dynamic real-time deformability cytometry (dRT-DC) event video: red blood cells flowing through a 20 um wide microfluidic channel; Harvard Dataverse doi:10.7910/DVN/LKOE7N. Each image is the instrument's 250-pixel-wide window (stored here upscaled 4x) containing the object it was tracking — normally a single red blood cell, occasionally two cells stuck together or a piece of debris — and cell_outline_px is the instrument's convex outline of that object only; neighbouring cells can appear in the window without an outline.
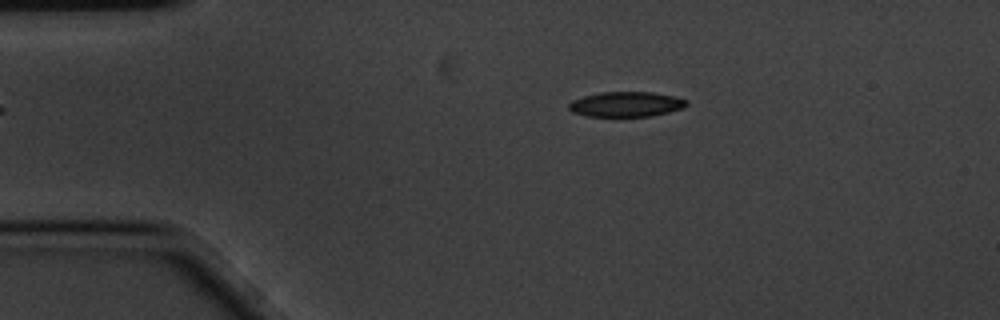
{"species": "common noctule bat (a hibernating species)", "species_latin": "Nyctalus noctula", "temperature_condition": "cold", "stored_images_in_passage": 15, "camera_frame_rate_fps": 3000, "um_per_image_px": 0.085, "animal": {"sex": "male", "body_mass_g": 20.1, "forearm_length_mm": 53.5}, "frame": {"image": 1, "passage_image": 3, "time_ms": 0.667, "image_size_px": [1000, 320], "cell_outline_px": [[688, 104], [684, 108], [652, 116], [588, 116], [572, 112], [568, 108], [568, 104], [572, 100], [584, 96], [600, 92], [652, 92], [672, 96], [688, 100]], "centroid_in_image_um": [53.22, 8.86], "position_along_channel_um": 31.8, "area_um2": 17.17}}
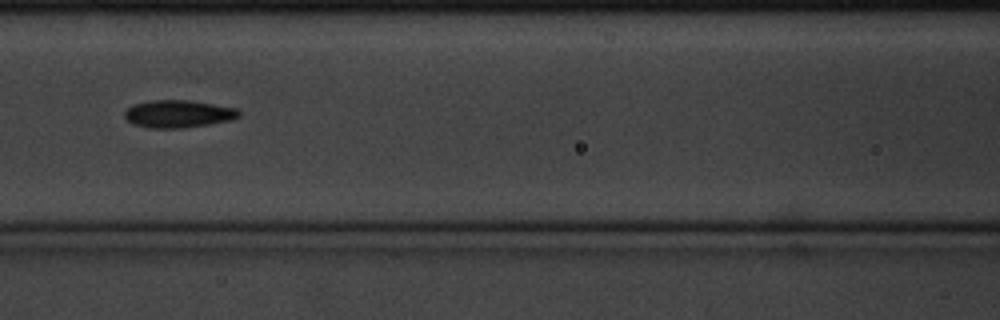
{"frame": {"image": 2, "passage_image": 7, "time_ms": 2.0, "image_size_px": [1000, 320], "cell_outline_px": [[240, 116], [228, 120], [208, 124], [180, 128], [148, 128], [132, 124], [124, 116], [124, 112], [132, 104], [148, 100], [188, 100], [236, 108], [240, 112]], "centroid_in_image_um": [15.09, 9.67], "position_along_channel_um": 151.5, "area_um2": 18.26}}
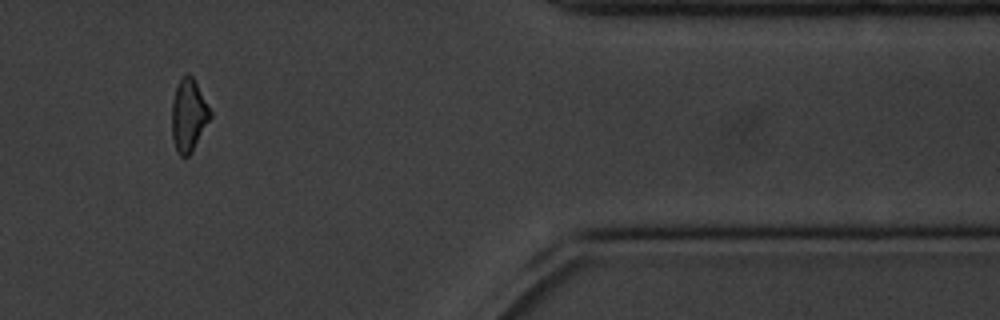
{"frame": {"image": 3, "passage_image": 13, "time_ms": 4.0, "image_size_px": [1000, 320], "cell_outline_px": [[212, 116], [192, 152], [188, 156], [180, 156], [176, 152], [172, 140], [172, 100], [176, 88], [180, 80], [188, 72], [192, 76], [212, 112]], "centroid_in_image_um": [16.03, 9.84], "position_along_channel_um": 395.4, "area_um2": 16.24}}